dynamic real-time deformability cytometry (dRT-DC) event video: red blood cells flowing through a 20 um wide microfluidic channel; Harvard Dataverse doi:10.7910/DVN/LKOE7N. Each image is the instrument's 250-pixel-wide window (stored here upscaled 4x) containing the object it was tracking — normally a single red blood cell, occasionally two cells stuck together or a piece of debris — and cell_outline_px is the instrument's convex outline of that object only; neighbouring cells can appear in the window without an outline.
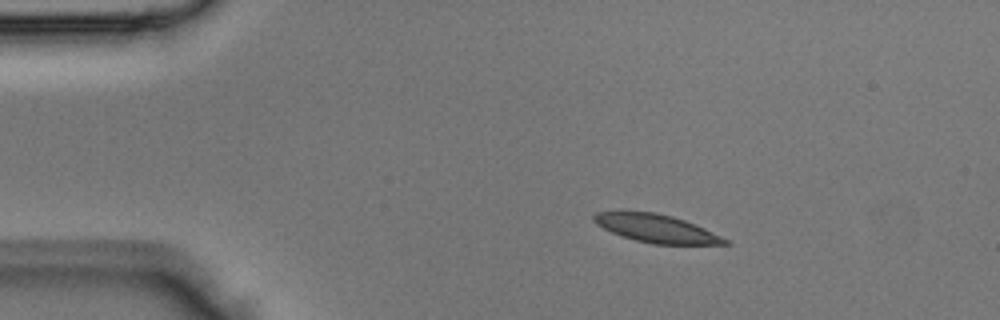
{"species": "Egyptian fruit bat (a non-hibernating species)", "species_latin": "Rousettus aegyptiacus", "temperature_condition": "room temperature", "stored_images_in_passage": 37, "camera_frame_rate_fps": 3000, "um_per_image_px": 0.085, "animal": {"sex": "male"}, "frame": {"image": 1, "passage_image": 1, "time_ms": 0.0, "image_size_px": [1000, 320], "cell_outline_px": [[732, 244], [652, 244], [636, 240], [612, 232], [596, 224], [592, 220], [592, 216], [596, 212], [620, 208], [624, 208], [656, 212], [672, 216], [684, 220], [704, 228], [728, 240]], "centroid_in_image_um": [55.67, 19.35], "position_along_channel_um": 29.3, "area_um2": 21.96}}
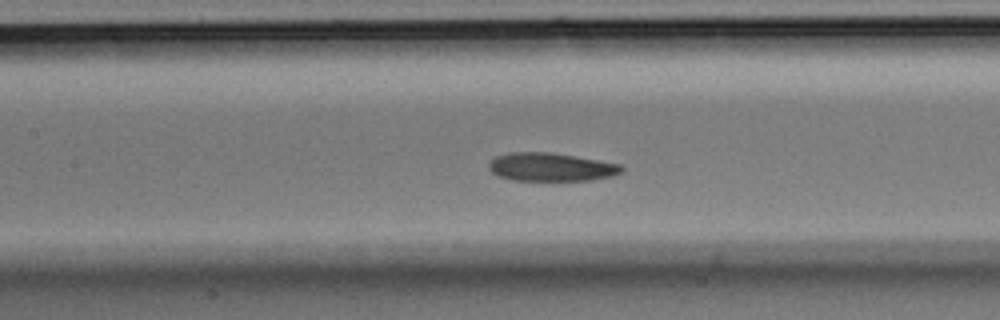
{"frame": {"image": 2, "passage_image": 13, "time_ms": 4.0, "image_size_px": [1000, 320], "cell_outline_px": [[624, 168], [620, 172], [612, 176], [592, 180], [512, 180], [500, 176], [492, 172], [488, 168], [488, 164], [496, 156], [512, 152], [552, 152], [620, 164]], "centroid_in_image_um": [46.82, 14.19], "position_along_channel_um": 160.6, "area_um2": 21.73}}
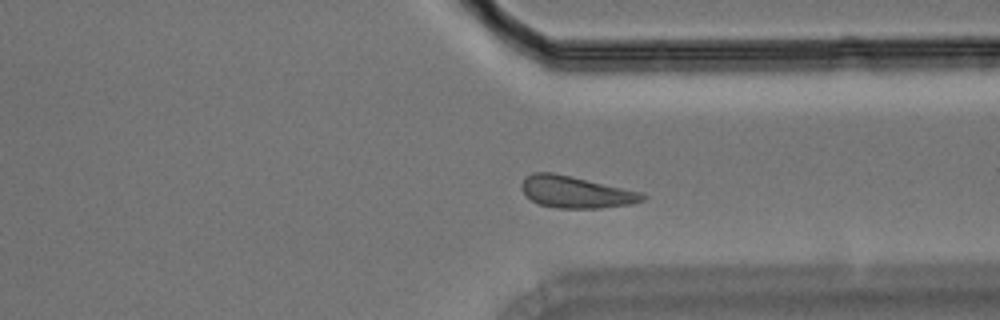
{"frame": {"image": 3, "passage_image": 26, "time_ms": 8.333, "image_size_px": [1000, 320], "cell_outline_px": [[648, 196], [644, 200], [632, 204], [600, 208], [556, 208], [540, 204], [532, 200], [520, 188], [520, 184], [532, 172], [552, 172], [644, 192]], "centroid_in_image_um": [49.0, 16.32], "position_along_channel_um": 362.4, "area_um2": 22.43}}